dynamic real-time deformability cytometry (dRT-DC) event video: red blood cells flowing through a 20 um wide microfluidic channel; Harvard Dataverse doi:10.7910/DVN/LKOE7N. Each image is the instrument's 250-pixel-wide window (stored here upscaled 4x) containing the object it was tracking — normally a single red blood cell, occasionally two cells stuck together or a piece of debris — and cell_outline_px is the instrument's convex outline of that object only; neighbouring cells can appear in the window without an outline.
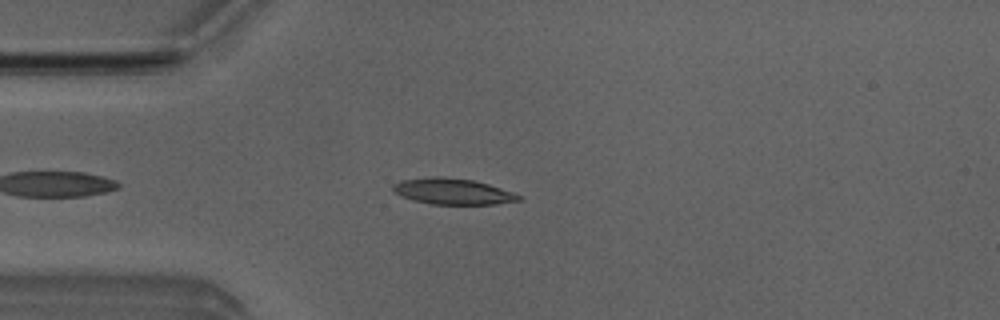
{"species": "Egyptian fruit bat (a non-hibernating species)", "species_latin": "Rousettus aegyptiacus", "temperature_condition": "room temperature", "stored_images_in_passage": 5, "camera_frame_rate_fps": 3000, "um_per_image_px": 0.085, "animal": {"sex": "male"}, "frame": {"image": 1, "passage_image": 4, "time_ms": 3.667, "image_size_px": [1000, 320], "cell_outline_px": [[524, 200], [496, 204], [432, 204], [412, 200], [392, 192], [392, 184], [400, 180], [432, 176], [440, 176], [472, 180], [488, 184], [524, 196]], "centroid_in_image_um": [38.48, 16.27], "position_along_channel_um": 46.5, "area_um2": 19.25}}